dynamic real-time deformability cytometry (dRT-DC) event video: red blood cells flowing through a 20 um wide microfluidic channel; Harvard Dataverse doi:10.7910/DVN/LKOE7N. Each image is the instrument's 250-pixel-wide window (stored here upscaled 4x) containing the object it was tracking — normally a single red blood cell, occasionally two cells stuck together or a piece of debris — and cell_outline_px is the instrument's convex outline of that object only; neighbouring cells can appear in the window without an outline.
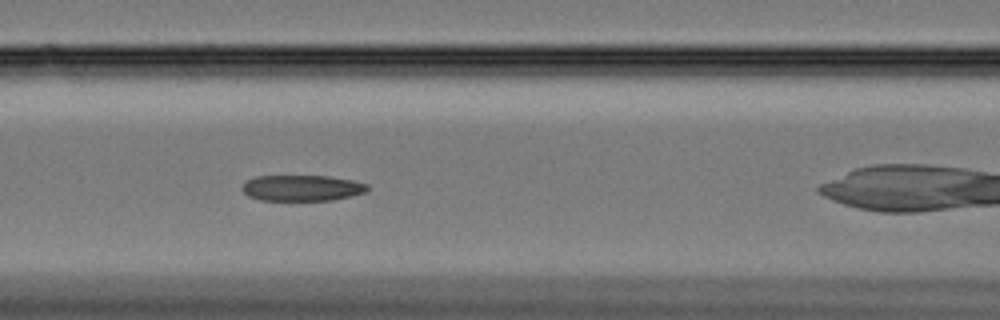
{"species": "Egyptian fruit bat (a non-hibernating species)", "species_latin": "Rousettus aegyptiacus", "temperature_condition": "cold", "stored_images_in_passage": 45, "camera_frame_rate_fps": 3000, "um_per_image_px": 0.085, "animal": {"sex": "female"}, "frame": {"image": 1, "passage_image": 10, "time_ms": 3.0, "image_size_px": [1000, 320], "cell_outline_px": [[368, 192], [352, 196], [332, 200], [260, 200], [248, 196], [240, 188], [248, 180], [256, 176], [328, 176], [352, 180], [368, 184]], "centroid_in_image_um": [25.69, 15.98], "position_along_channel_um": 140.9, "area_um2": 18.96}}
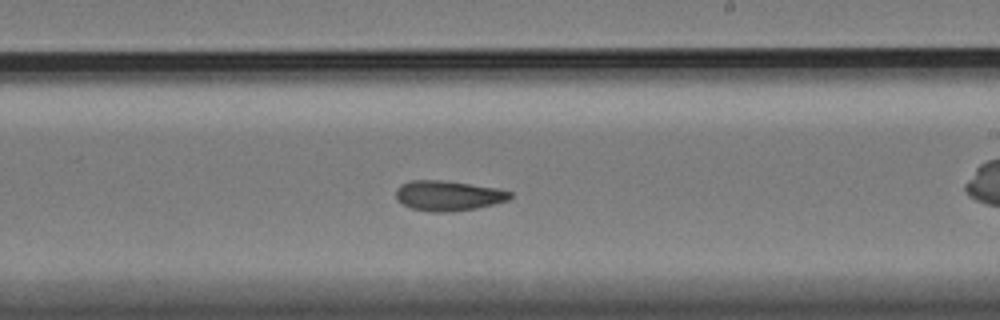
{"frame": {"image": 2, "passage_image": 20, "time_ms": 6.333, "image_size_px": [1000, 320], "cell_outline_px": [[512, 196], [508, 200], [476, 208], [448, 212], [432, 212], [412, 208], [400, 204], [396, 200], [396, 188], [400, 184], [412, 180], [440, 180], [496, 188], [512, 192]], "centroid_in_image_um": [38.04, 16.63], "position_along_channel_um": 251.0, "area_um2": 19.94}}
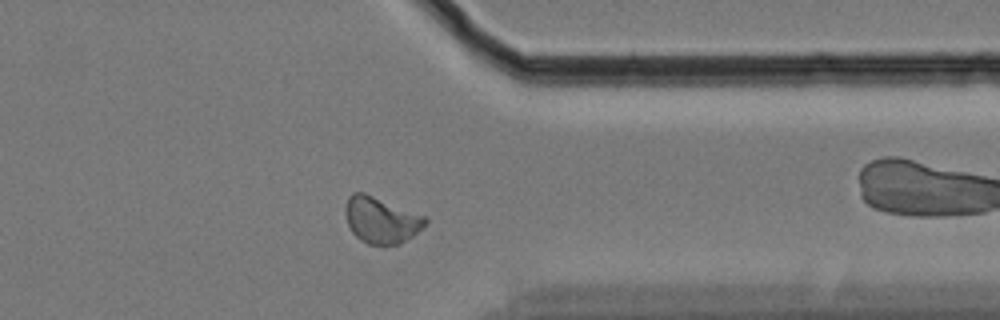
{"frame": {"image": 3, "passage_image": 32, "time_ms": 10.333, "image_size_px": [1000, 320], "cell_outline_px": [[428, 220], [412, 236], [400, 244], [384, 248], [368, 244], [360, 240], [352, 232], [348, 224], [344, 212], [344, 208], [348, 196], [352, 192], [364, 192], [424, 216]], "centroid_in_image_um": [32.34, 18.74], "position_along_channel_um": 379.1, "area_um2": 21.73}, "authors_computed_cell_mechanics": {"area_um2": 19.941, "velocity_mm_per_s": 3.3011, "shape_relaxation_time_tau1_ms": 3.2977, "shape_relaxation_time_tau2_ms": 2.3559, "deformation_change_tau1": 0.0967, "deformation_change_tau2": 0.078}}